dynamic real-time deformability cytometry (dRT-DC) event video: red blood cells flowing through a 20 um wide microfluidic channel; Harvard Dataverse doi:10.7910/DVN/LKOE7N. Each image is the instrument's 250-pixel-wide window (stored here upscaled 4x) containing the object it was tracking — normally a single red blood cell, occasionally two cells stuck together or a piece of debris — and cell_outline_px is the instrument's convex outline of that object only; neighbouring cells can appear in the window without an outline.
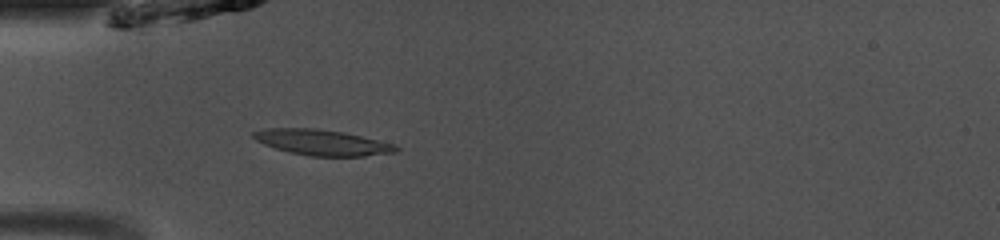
{"species": "common noctule bat (a hibernating species)", "species_latin": "Nyctalus noctula", "temperature_condition": "room temperature", "stored_images_in_passage": 48, "camera_frame_rate_fps": 3000, "um_per_image_px": 0.085, "animal": {"sex": "male", "body_mass_g": 13.0, "forearm_length_mm": 53.1}, "frame": {"image": 1, "passage_image": 14, "time_ms": 4.333, "image_size_px": [1000, 240], "cell_outline_px": [[400, 148], [396, 152], [364, 156], [308, 156], [288, 152], [264, 144], [256, 140], [252, 136], [252, 132], [264, 128], [316, 128], [344, 132], [396, 144]], "centroid_in_image_um": [27.39, 12.1], "position_along_channel_um": 57.6, "area_um2": 21.44}}
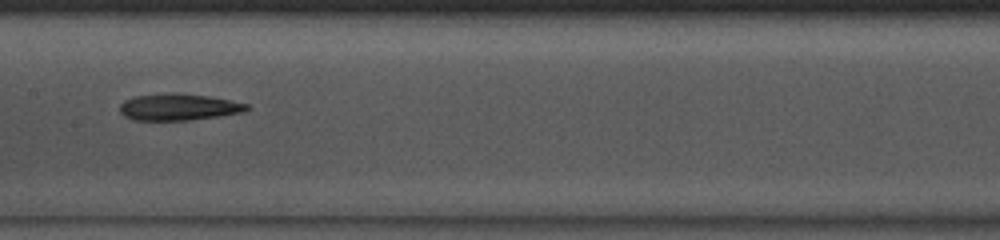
{"frame": {"image": 2, "passage_image": 24, "time_ms": 7.667, "image_size_px": [1000, 240], "cell_outline_px": [[252, 108], [244, 112], [192, 120], [132, 120], [124, 116], [120, 112], [120, 104], [124, 100], [136, 96], [176, 92], [208, 96], [248, 104]], "centroid_in_image_um": [15.18, 9.1], "position_along_channel_um": 192.2, "area_um2": 19.77}}
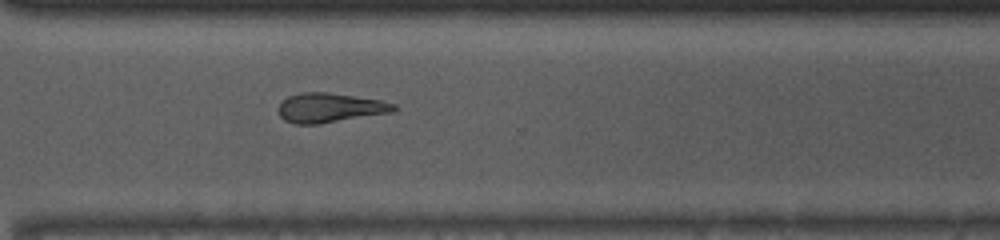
{"frame": {"image": 3, "passage_image": 35, "time_ms": 11.333, "image_size_px": [1000, 240], "cell_outline_px": [[396, 108], [392, 112], [320, 124], [292, 124], [284, 120], [280, 116], [280, 104], [288, 96], [300, 92], [328, 92], [380, 100], [396, 104]], "centroid_in_image_um": [28.03, 9.16], "position_along_channel_um": 342.6, "area_um2": 19.71}}